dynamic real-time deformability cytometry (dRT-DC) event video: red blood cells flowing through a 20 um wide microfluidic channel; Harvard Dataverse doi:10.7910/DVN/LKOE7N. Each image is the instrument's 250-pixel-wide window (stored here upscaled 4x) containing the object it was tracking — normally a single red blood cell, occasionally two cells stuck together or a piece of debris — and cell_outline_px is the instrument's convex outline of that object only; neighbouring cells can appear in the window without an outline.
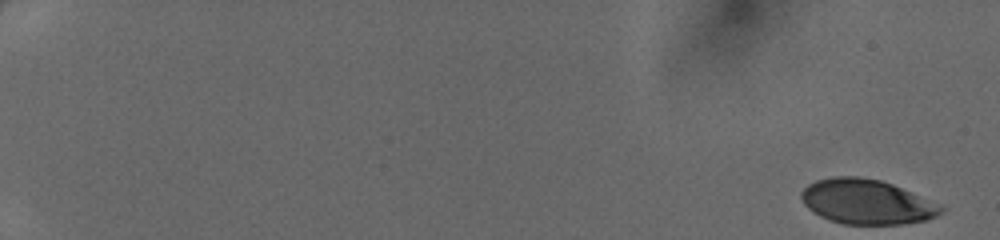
{"species": "human", "species_latin": "Homo sapiens", "temperature_condition": "cold", "stored_images_in_passage": 20, "camera_frame_rate_fps": 3000, "um_per_image_px": 0.085, "donor": {"sex": "female"}, "frame": {"image": 1, "passage_image": 1, "time_ms": 0.0, "image_size_px": [1000, 240], "cell_outline_px": [[944, 212], [936, 216], [924, 220], [904, 224], [844, 224], [828, 220], [812, 212], [804, 204], [800, 196], [800, 192], [808, 184], [816, 180], [832, 176], [856, 176], [880, 180], [892, 184], [940, 204], [944, 208]], "centroid_in_image_um": [73.64, 17.15], "position_along_channel_um": 11.4, "area_um2": 36.53}}
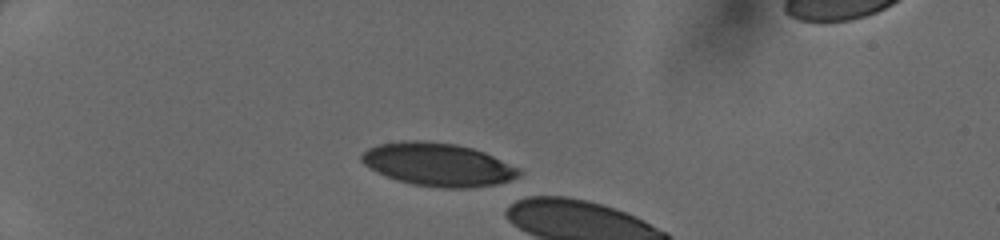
{"frame": {"image": 2, "passage_image": 15, "time_ms": 4.667, "image_size_px": [1000, 240], "cell_outline_px": [[520, 176], [496, 184], [472, 188], [440, 188], [412, 184], [376, 172], [368, 168], [360, 160], [360, 156], [368, 148], [380, 144], [400, 140], [416, 140], [456, 144], [472, 148], [484, 152], [520, 168]], "centroid_in_image_um": [37.22, 13.98], "position_along_channel_um": 47.8, "area_um2": 39.48}}